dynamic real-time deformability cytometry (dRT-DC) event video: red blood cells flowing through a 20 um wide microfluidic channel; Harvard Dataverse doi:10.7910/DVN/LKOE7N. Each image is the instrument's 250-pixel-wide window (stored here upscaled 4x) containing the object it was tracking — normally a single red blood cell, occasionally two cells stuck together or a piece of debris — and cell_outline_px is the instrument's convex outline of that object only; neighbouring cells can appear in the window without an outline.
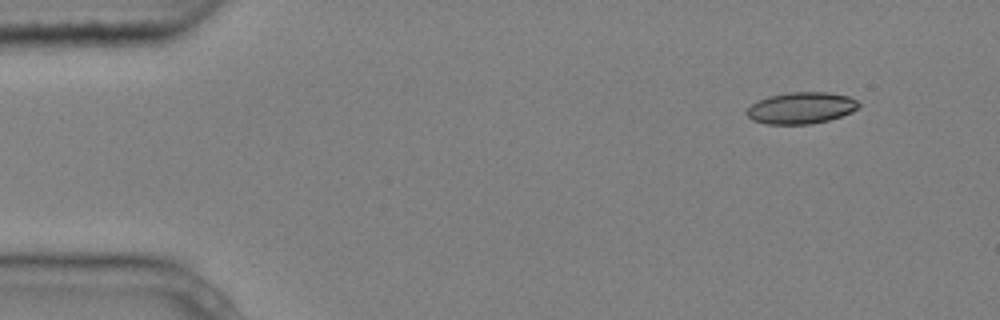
{"species": "common noctule bat (a hibernating species)", "species_latin": "Nyctalus noctula", "temperature_condition": "cold", "stored_images_in_passage": 5, "camera_frame_rate_fps": 3000, "um_per_image_px": 0.085, "animal": {"sex": "male", "body_mass_g": 20.4}, "frame": {"image": 1, "passage_image": 1, "time_ms": 0.0, "image_size_px": [1000, 320], "cell_outline_px": [[860, 108], [852, 112], [828, 120], [812, 124], [768, 124], [752, 120], [744, 112], [752, 104], [768, 96], [792, 92], [828, 92], [848, 96], [856, 100], [860, 104]], "centroid_in_image_um": [68.11, 9.18], "position_along_channel_um": 16.9, "area_um2": 20.58}}
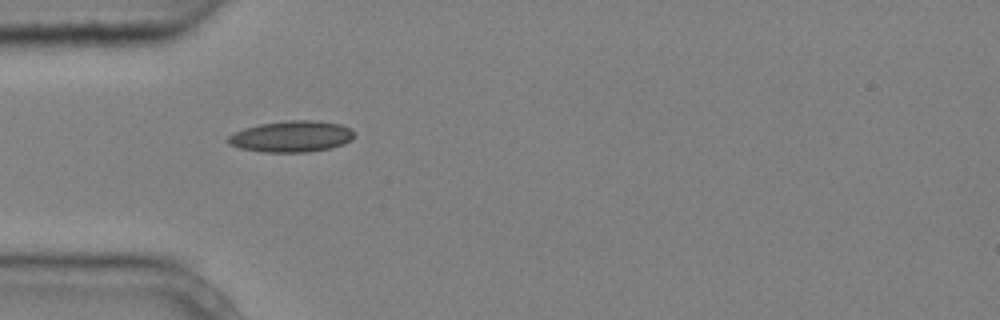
{"frame": {"image": 2, "passage_image": 4, "time_ms": 1.0, "image_size_px": [1000, 320], "cell_outline_px": [[356, 132], [352, 140], [344, 144], [332, 148], [308, 152], [264, 152], [240, 148], [228, 144], [228, 136], [232, 132], [244, 128], [260, 124], [288, 120], [316, 120], [340, 124], [352, 128]], "centroid_in_image_um": [24.82, 11.59], "position_along_channel_um": 60.2, "area_um2": 23.29}}
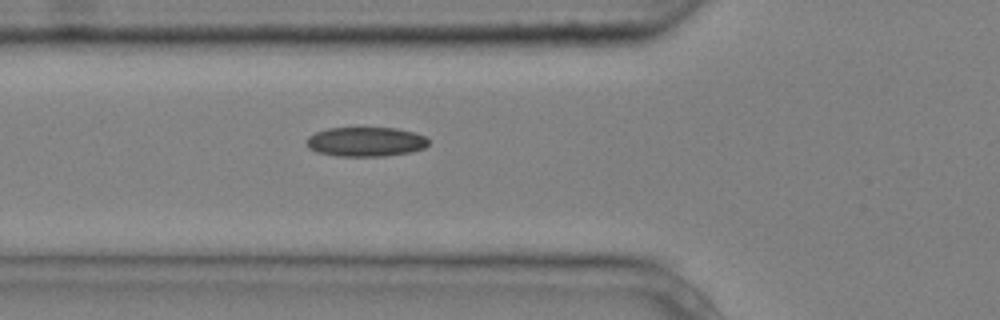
{"frame": {"image": 3, "passage_image": 5, "time_ms": 1.333, "image_size_px": [1000, 320], "cell_outline_px": [[428, 144], [424, 148], [412, 152], [384, 156], [336, 156], [316, 152], [308, 148], [308, 136], [316, 132], [328, 128], [396, 128], [412, 132], [424, 136], [428, 140]], "centroid_in_image_um": [31.08, 12.06], "position_along_channel_um": 94.7, "area_um2": 20.87}}